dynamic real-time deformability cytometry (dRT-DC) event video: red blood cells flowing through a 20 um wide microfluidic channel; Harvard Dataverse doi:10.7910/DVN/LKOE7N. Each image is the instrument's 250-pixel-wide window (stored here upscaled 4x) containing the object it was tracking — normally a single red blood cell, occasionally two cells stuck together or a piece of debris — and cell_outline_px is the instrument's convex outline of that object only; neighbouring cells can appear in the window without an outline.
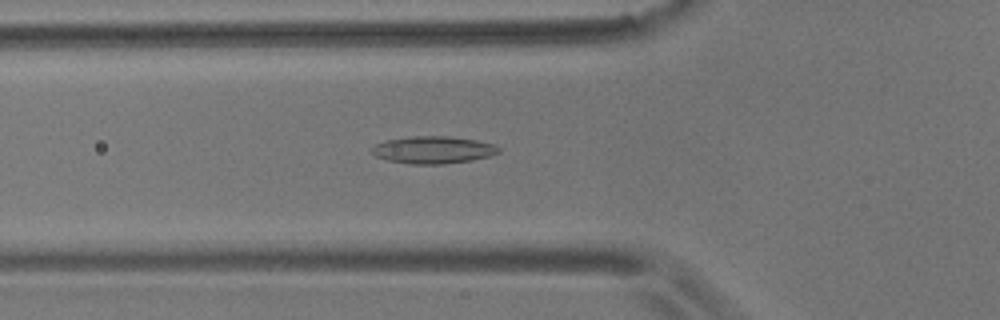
{"species": "common noctule bat (a hibernating species)", "species_latin": "Nyctalus noctula", "temperature_condition": "room temperature", "stored_images_in_passage": 53, "camera_frame_rate_fps": 3000, "um_per_image_px": 0.085, "animal": {"sex": "male", "body_mass_g": 17.9}, "frame": {"image": 1, "passage_image": 17, "time_ms": 5.333, "image_size_px": [1000, 320], "cell_outline_px": [[500, 152], [488, 156], [472, 160], [444, 164], [412, 164], [388, 160], [376, 156], [372, 152], [372, 148], [376, 144], [388, 140], [412, 136], [448, 136], [476, 140], [492, 144], [500, 148]], "centroid_in_image_um": [36.83, 12.74], "position_along_channel_um": 89.0, "area_um2": 19.94}}
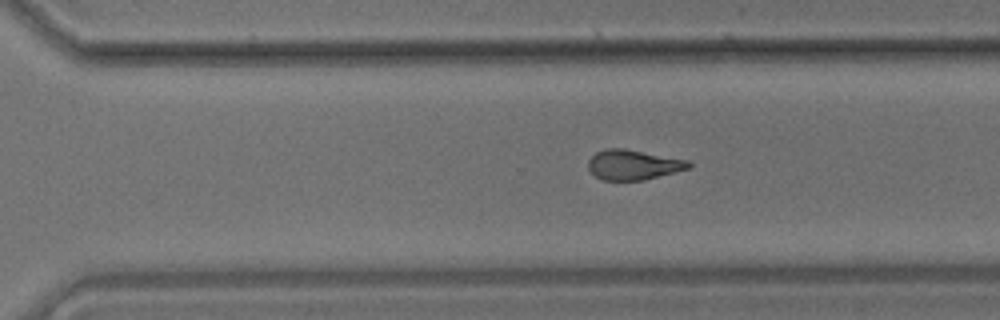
{"frame": {"image": 2, "passage_image": 36, "time_ms": 11.667, "image_size_px": [1000, 320], "cell_outline_px": [[692, 168], [644, 180], [604, 180], [596, 176], [588, 168], [588, 160], [596, 152], [604, 148], [624, 148], [688, 160], [692, 164]], "centroid_in_image_um": [53.85, 14.0], "position_along_channel_um": 316.8, "area_um2": 17.63}}
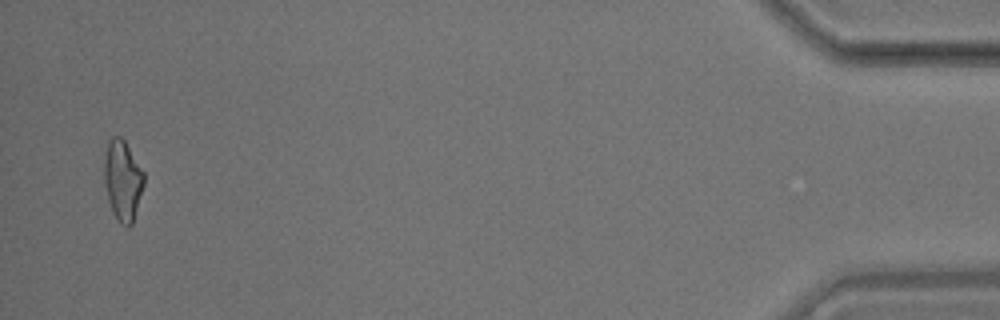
{"frame": {"image": 3, "passage_image": 52, "time_ms": 17.0, "image_size_px": [1000, 320], "cell_outline_px": [[144, 184], [132, 224], [128, 228], [120, 224], [112, 212], [108, 200], [104, 180], [104, 160], [108, 140], [112, 136], [120, 136], [124, 140], [144, 172]], "centroid_in_image_um": [10.42, 15.34], "position_along_channel_um": 424.8, "area_um2": 18.61}, "authors_computed_cell_mechanics": {"area_um2": 18.2648, "velocity_mm_per_s": 3.5894, "shape_relaxation_time_tau1_ms": null, "shape_relaxation_time_tau2_ms": 2.9453, "deformation_change_tau1": null, "deformation_change_tau2": 0.1145}}